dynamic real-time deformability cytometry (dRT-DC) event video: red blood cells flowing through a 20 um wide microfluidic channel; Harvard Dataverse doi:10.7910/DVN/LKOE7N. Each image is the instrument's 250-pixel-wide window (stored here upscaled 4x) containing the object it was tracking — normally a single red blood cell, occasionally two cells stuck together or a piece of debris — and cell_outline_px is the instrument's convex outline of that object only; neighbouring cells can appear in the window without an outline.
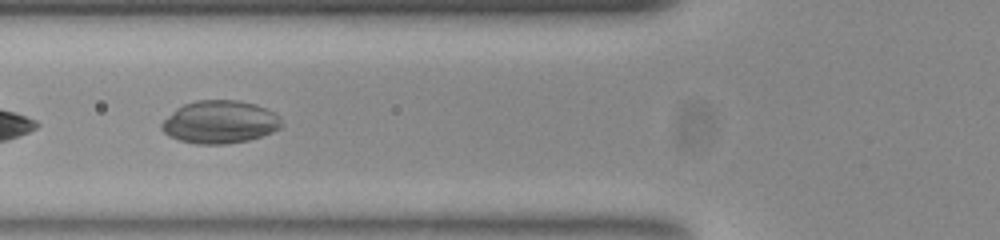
{"species": "common noctule bat (a hibernating species)", "species_latin": "Nyctalus noctula", "temperature_condition": "room temperature", "stored_images_in_passage": 35, "camera_frame_rate_fps": 3000, "um_per_image_px": 0.085, "animal": {"sex": "female", "body_mass_g": 23.0, "forearm_length_mm": 53.4}, "frame": {"image": 1, "passage_image": 5, "time_ms": 1.333, "image_size_px": [1000, 240], "cell_outline_px": [[280, 128], [272, 132], [248, 140], [224, 144], [196, 144], [180, 140], [168, 136], [160, 128], [160, 124], [176, 108], [184, 104], [196, 100], [240, 100], [256, 104], [276, 112], [280, 116]], "centroid_in_image_um": [18.68, 10.36], "position_along_channel_um": 107.1, "area_um2": 30.0}}
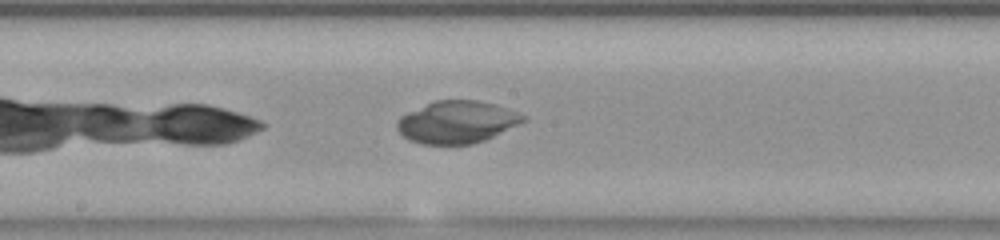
{"frame": {"image": 2, "passage_image": 13, "time_ms": 4.0, "image_size_px": [1000, 240], "cell_outline_px": [[528, 120], [484, 140], [472, 144], [420, 144], [408, 140], [396, 128], [396, 124], [400, 116], [408, 112], [436, 100], [476, 100], [496, 104], [520, 112], [528, 116]], "centroid_in_image_um": [38.87, 10.37], "position_along_channel_um": 209.3, "area_um2": 31.21}}
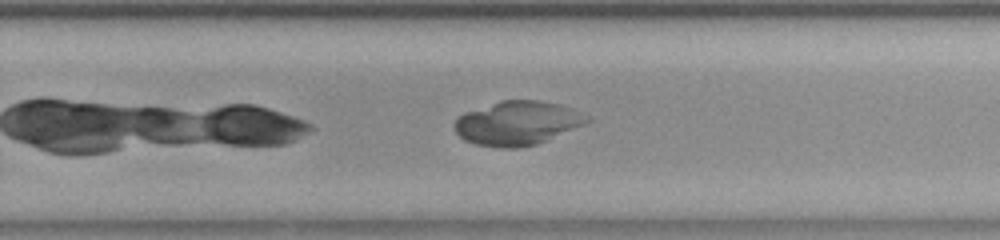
{"frame": {"image": 3, "passage_image": 19, "time_ms": 6.0, "image_size_px": [1000, 240], "cell_outline_px": [[592, 120], [588, 124], [536, 144], [520, 148], [504, 148], [476, 144], [464, 140], [456, 132], [452, 124], [464, 112], [500, 100], [536, 100], [564, 104], [592, 116]], "centroid_in_image_um": [44.05, 10.45], "position_along_channel_um": 285.8, "area_um2": 34.56}}